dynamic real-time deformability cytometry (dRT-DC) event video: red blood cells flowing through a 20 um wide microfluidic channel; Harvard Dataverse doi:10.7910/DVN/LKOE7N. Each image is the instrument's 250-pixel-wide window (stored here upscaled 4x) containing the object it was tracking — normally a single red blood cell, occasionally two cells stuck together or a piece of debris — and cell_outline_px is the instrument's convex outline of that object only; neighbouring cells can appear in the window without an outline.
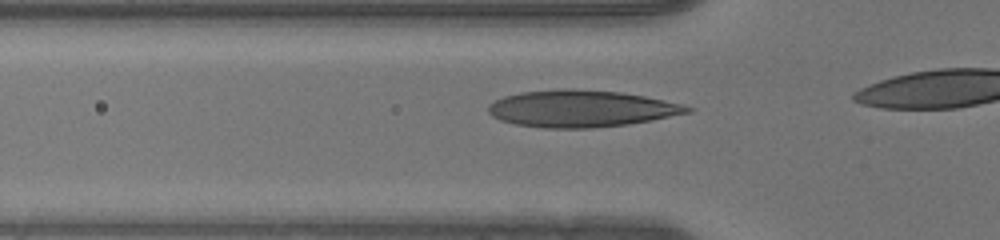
{"species": "human", "species_latin": "Homo sapiens", "temperature_condition": "warm", "stored_images_in_passage": 7, "camera_frame_rate_fps": 3000, "um_per_image_px": 0.085, "donor": {"sex": "male"}, "frame": {"image": 1, "passage_image": 2, "time_ms": 0.333, "image_size_px": [1000, 240], "cell_outline_px": [[696, 108], [692, 112], [652, 120], [628, 124], [592, 128], [544, 128], [516, 124], [500, 120], [492, 116], [488, 112], [488, 104], [504, 96], [520, 92], [556, 88], [572, 88], [620, 92], [644, 96], [684, 104]], "centroid_in_image_um": [49.41, 9.22], "position_along_channel_um": 76.4, "area_um2": 43.12}}
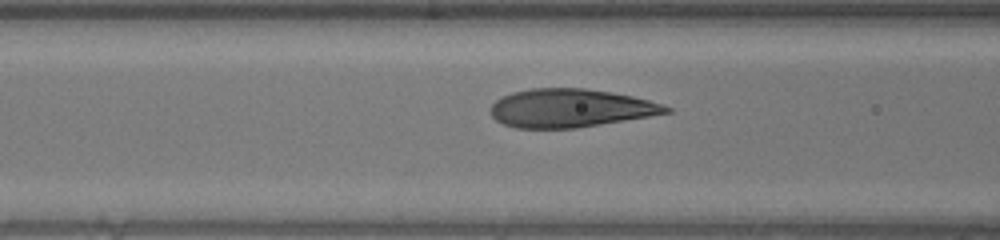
{"frame": {"image": 2, "passage_image": 5, "time_ms": 1.333, "image_size_px": [1000, 240], "cell_outline_px": [[672, 112], [576, 128], [516, 128], [504, 124], [496, 120], [492, 116], [492, 104], [500, 96], [512, 92], [528, 88], [584, 88], [612, 92], [632, 96], [648, 100], [672, 108]], "centroid_in_image_um": [48.44, 9.18], "position_along_channel_um": 118.2, "area_um2": 39.02}}